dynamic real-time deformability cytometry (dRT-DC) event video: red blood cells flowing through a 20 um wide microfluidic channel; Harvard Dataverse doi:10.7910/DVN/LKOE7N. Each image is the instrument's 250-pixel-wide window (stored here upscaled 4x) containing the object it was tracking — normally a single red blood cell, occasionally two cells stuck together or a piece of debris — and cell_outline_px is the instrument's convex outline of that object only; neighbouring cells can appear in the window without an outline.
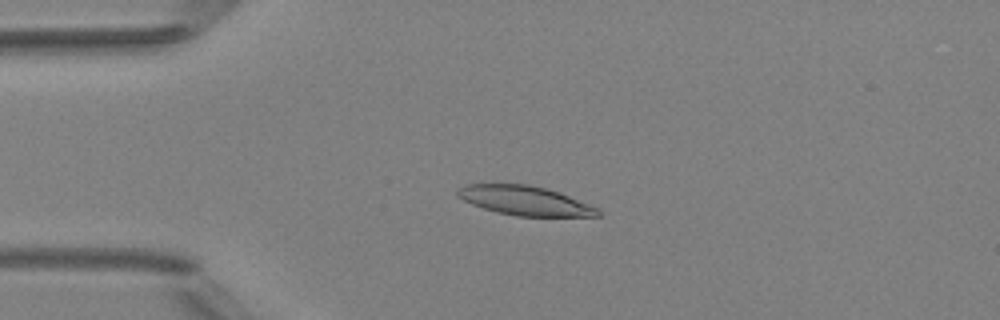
{"species": "Egyptian fruit bat (a non-hibernating species)", "species_latin": "Rousettus aegyptiacus", "temperature_condition": "room temperature", "stored_images_in_passage": 3, "camera_frame_rate_fps": 3000, "um_per_image_px": 0.085, "animal": {"sex": "female"}, "frame": {"image": 1, "passage_image": 2, "time_ms": 2.0, "image_size_px": [1000, 320], "cell_outline_px": [[600, 216], [516, 216], [496, 212], [472, 204], [456, 196], [456, 188], [464, 184], [528, 184], [560, 192], [588, 204], [596, 208], [600, 212]], "centroid_in_image_um": [44.56, 17.04], "position_along_channel_um": 40.4, "area_um2": 23.87}}